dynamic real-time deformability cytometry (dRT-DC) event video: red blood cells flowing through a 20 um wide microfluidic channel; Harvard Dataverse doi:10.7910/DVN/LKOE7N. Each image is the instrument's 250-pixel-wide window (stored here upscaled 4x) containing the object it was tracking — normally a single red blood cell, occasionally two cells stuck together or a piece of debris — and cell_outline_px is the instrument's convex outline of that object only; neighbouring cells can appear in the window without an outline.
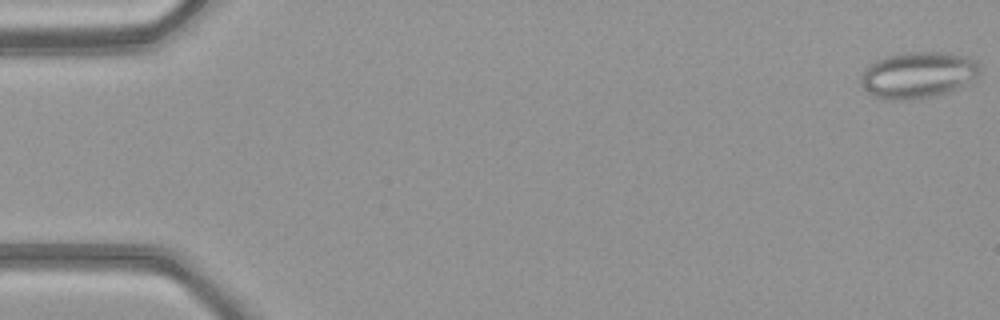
{"species": "common noctule bat (a hibernating species)", "species_latin": "Nyctalus noctula", "temperature_condition": "warm", "stored_images_in_passage": 50, "segment_of_instrument_passage": [1, 2], "camera_frame_rate_fps": 3000, "um_per_image_px": 0.085, "animal": {"sex": "female", "body_mass_g": 21.9}, "frame": {"image": 1, "passage_image": 1, "time_ms": 0.0, "image_size_px": [1000, 320], "cell_outline_px": [[980, 72], [976, 80], [972, 84], [936, 96], [912, 100], [884, 100], [872, 96], [860, 84], [860, 72], [868, 64], [876, 60], [888, 56], [908, 52], [944, 52], [968, 56], [976, 60], [980, 64]], "centroid_in_image_um": [78.06, 6.39], "position_along_channel_um": 6.9, "area_um2": 33.12}}